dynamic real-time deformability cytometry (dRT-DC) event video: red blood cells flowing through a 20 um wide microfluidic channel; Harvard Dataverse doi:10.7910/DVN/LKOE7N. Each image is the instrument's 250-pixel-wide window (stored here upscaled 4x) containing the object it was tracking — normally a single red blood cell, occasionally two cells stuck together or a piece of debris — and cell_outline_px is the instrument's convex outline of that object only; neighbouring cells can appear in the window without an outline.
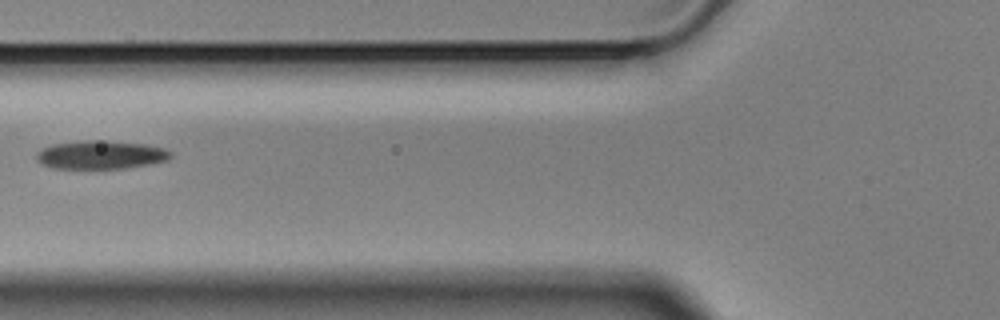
{"species": "Egyptian fruit bat (a non-hibernating species)", "species_latin": "Rousettus aegyptiacus", "temperature_condition": "cold", "stored_images_in_passage": 12, "camera_frame_rate_fps": 3000, "um_per_image_px": 0.085, "animal": {"sex": "male"}, "frame": {"image": 1, "passage_image": 3, "time_ms": 0.667, "image_size_px": [1000, 320], "cell_outline_px": [[172, 156], [168, 160], [152, 164], [128, 168], [52, 168], [40, 164], [36, 160], [36, 152], [52, 144], [84, 140], [104, 140], [148, 144], [164, 148], [172, 152]], "centroid_in_image_um": [8.59, 13.15], "position_along_channel_um": 117.2, "area_um2": 22.54}}
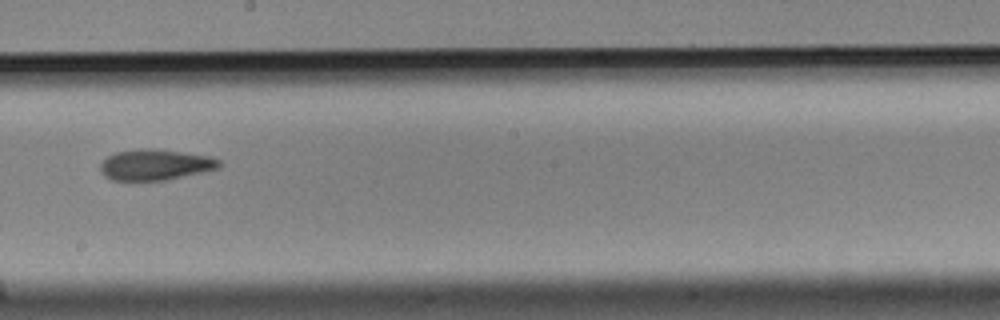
{"frame": {"image": 2, "passage_image": 6, "time_ms": 1.667, "image_size_px": [1000, 320], "cell_outline_px": [[220, 168], [204, 172], [168, 180], [112, 180], [104, 176], [100, 172], [100, 164], [108, 156], [116, 152], [140, 148], [156, 148], [212, 156], [220, 160]], "centroid_in_image_um": [13.22, 13.99], "position_along_channel_um": 235.0, "area_um2": 21.68}}
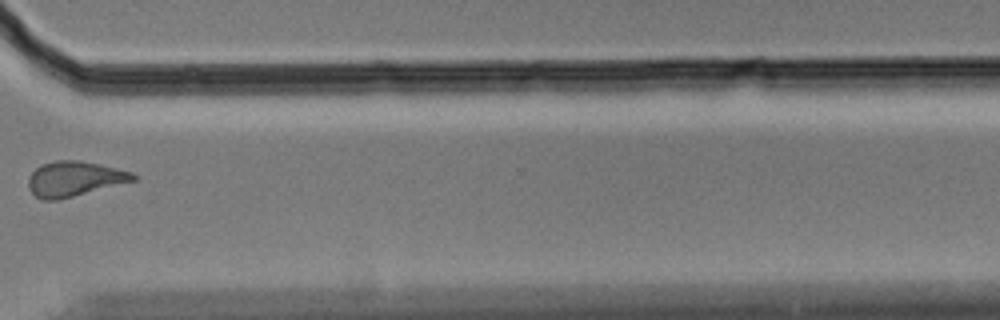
{"frame": {"image": 3, "passage_image": 9, "time_ms": 2.667, "image_size_px": [1000, 320], "cell_outline_px": [[136, 180], [56, 200], [44, 200], [36, 196], [28, 188], [28, 176], [40, 164], [56, 160], [80, 160], [100, 164], [132, 172], [136, 176]], "centroid_in_image_um": [6.29, 15.18], "position_along_channel_um": 364.3, "area_um2": 21.21}}